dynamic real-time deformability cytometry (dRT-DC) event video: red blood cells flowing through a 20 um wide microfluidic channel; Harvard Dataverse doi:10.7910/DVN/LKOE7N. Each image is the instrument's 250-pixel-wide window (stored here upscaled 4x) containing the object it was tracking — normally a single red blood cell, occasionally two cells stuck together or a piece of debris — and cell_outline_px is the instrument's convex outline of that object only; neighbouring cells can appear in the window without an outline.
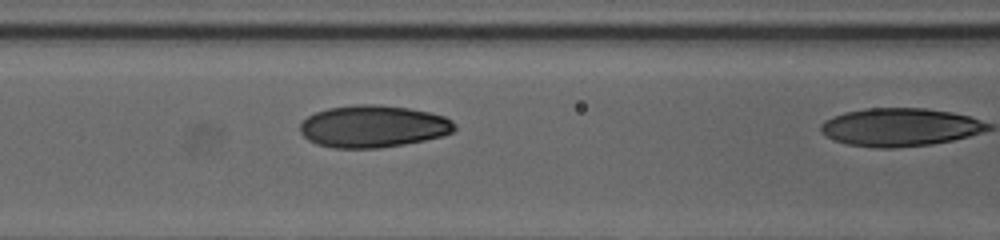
{"species": "human", "species_latin": "Homo sapiens", "temperature_condition": "cold", "stored_images_in_passage": 21, "camera_frame_rate_fps": 3000, "um_per_image_px": 0.085, "donor": {"sex": "female"}, "frame": {"image": 1, "passage_image": 20, "time_ms": 6.333, "image_size_px": [1000, 240], "cell_outline_px": [[456, 128], [452, 132], [444, 136], [404, 144], [380, 148], [332, 148], [316, 144], [308, 140], [300, 132], [300, 124], [308, 116], [316, 112], [328, 108], [360, 104], [376, 104], [408, 108], [428, 112], [444, 116], [452, 120], [456, 124]], "centroid_in_image_um": [31.72, 10.75], "position_along_channel_um": 134.9, "area_um2": 38.03}}